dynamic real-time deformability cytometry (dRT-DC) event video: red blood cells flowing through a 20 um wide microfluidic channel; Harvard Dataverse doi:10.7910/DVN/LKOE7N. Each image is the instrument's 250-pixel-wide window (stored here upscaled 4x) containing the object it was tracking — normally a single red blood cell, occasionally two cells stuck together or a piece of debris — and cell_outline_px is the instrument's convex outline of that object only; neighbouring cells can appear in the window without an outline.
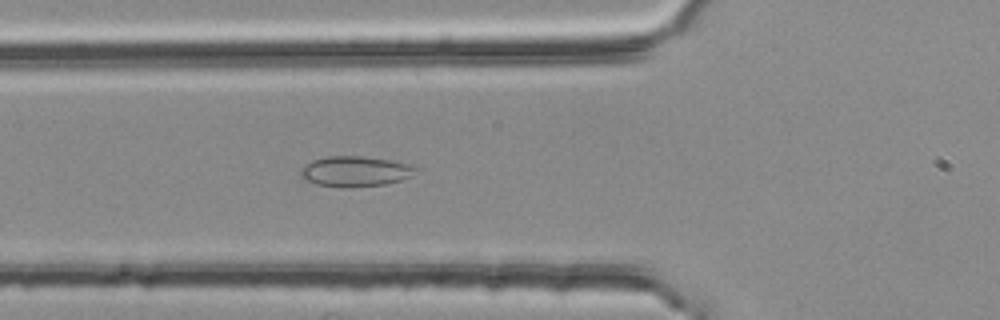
{"species": "common noctule bat (a hibernating species)", "species_latin": "Nyctalus noctula", "temperature_condition": "room temperature", "stored_images_in_passage": 5, "camera_frame_rate_fps": 3000, "um_per_image_px": 0.085, "animal": {"sex": "female", "body_mass_g": 25.1}, "frame": {"image": 1, "passage_image": 5, "time_ms": 1.333, "image_size_px": [1000, 320], "cell_outline_px": [[420, 168], [412, 176], [400, 180], [384, 184], [340, 188], [316, 184], [300, 176], [300, 172], [312, 160], [328, 156], [360, 156], [388, 160], [412, 164]], "centroid_in_image_um": [30.24, 14.57], "position_along_channel_um": 95.6, "area_um2": 20.23}}